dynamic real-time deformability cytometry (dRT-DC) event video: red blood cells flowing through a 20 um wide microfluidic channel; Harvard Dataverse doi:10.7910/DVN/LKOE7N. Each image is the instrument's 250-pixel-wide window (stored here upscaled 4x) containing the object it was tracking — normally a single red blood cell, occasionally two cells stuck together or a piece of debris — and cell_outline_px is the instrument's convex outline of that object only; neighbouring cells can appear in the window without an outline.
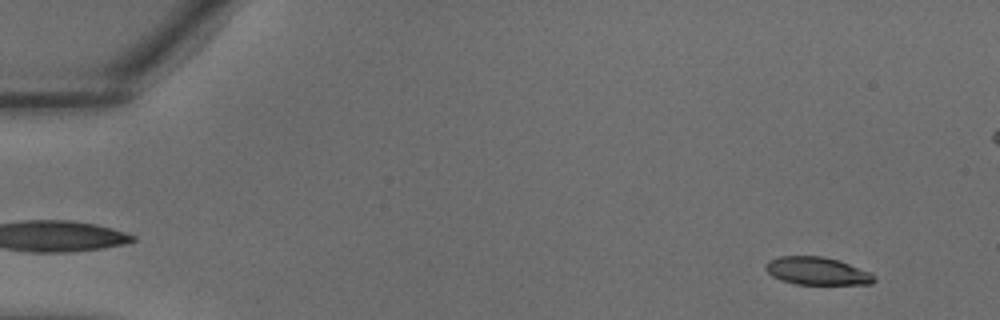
{"species": "common noctule bat (a hibernating species)", "species_latin": "Nyctalus noctula", "temperature_condition": "warm", "stored_images_in_passage": 9, "camera_frame_rate_fps": 3000, "um_per_image_px": 0.085, "animal": {"sex": "male", "body_mass_g": 18.8}, "frame": {"image": 1, "passage_image": 3, "time_ms": 0.667, "image_size_px": [1000, 320], "cell_outline_px": [[876, 280], [872, 284], [796, 284], [780, 280], [772, 276], [764, 268], [764, 264], [768, 260], [780, 256], [824, 256], [840, 260], [872, 272], [876, 276]], "centroid_in_image_um": [69.47, 23.03], "position_along_channel_um": 15.5, "area_um2": 17.92}}